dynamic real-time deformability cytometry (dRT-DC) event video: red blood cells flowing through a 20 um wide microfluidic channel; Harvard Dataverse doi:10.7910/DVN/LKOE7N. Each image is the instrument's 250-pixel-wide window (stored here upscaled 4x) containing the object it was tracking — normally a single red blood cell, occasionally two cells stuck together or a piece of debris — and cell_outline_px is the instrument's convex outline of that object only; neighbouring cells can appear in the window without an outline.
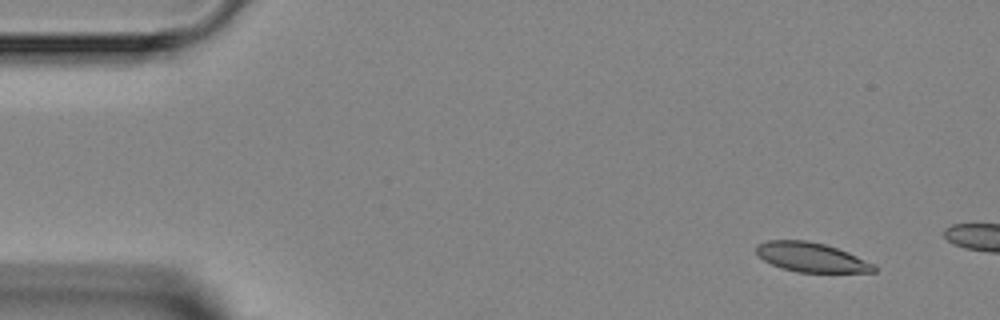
{"species": "Egyptian fruit bat (a non-hibernating species)", "species_latin": "Rousettus aegyptiacus", "temperature_condition": "room temperature", "stored_images_in_passage": 4, "camera_frame_rate_fps": 3000, "um_per_image_px": 0.085, "animal": {"sex": "female"}, "frame": {"image": 1, "passage_image": 1, "time_ms": 0.0, "image_size_px": [1000, 320], "cell_outline_px": [[876, 272], [796, 272], [772, 264], [764, 260], [756, 252], [756, 244], [768, 240], [808, 240], [824, 244], [848, 252], [876, 264]], "centroid_in_image_um": [68.98, 21.86], "position_along_channel_um": 16.0, "area_um2": 20.11}}